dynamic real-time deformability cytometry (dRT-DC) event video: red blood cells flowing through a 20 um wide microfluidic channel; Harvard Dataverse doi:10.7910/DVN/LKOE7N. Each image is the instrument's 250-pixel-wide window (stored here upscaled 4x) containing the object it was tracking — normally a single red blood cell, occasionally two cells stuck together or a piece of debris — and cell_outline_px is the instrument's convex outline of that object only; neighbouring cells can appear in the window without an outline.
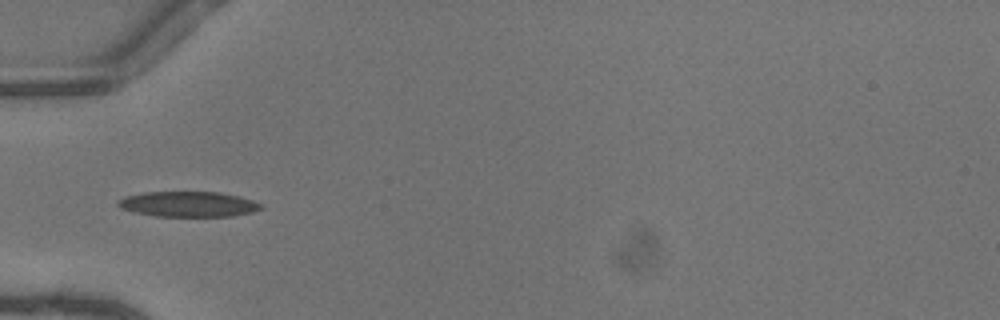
{"species": "common noctule bat (a hibernating species)", "species_latin": "Nyctalus noctula", "temperature_condition": "warm", "stored_images_in_passage": 34, "camera_frame_rate_fps": 3000, "um_per_image_px": 0.085, "animal": {"sex": "female"}, "frame": {"image": 1, "passage_image": 1, "time_ms": 0.0, "image_size_px": [1000, 320], "cell_outline_px": [[264, 208], [252, 212], [232, 216], [156, 216], [136, 212], [120, 208], [116, 204], [116, 200], [124, 196], [144, 192], [220, 192], [240, 196], [264, 204]], "centroid_in_image_um": [16.02, 17.34], "position_along_channel_um": 69.0, "area_um2": 21.27}}
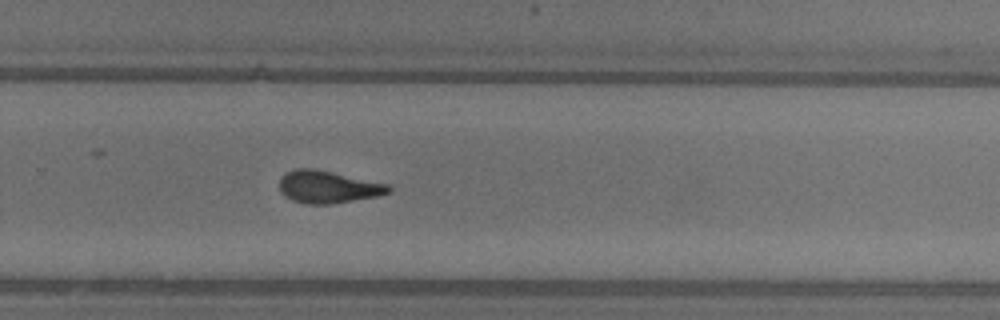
{"frame": {"image": 2, "passage_image": 18, "time_ms": 5.667, "image_size_px": [1000, 320], "cell_outline_px": [[392, 192], [380, 196], [332, 204], [304, 204], [292, 200], [284, 196], [280, 192], [280, 180], [288, 172], [296, 168], [312, 168], [388, 184], [392, 188]], "centroid_in_image_um": [27.9, 15.91], "position_along_channel_um": 301.9, "area_um2": 20.58}}
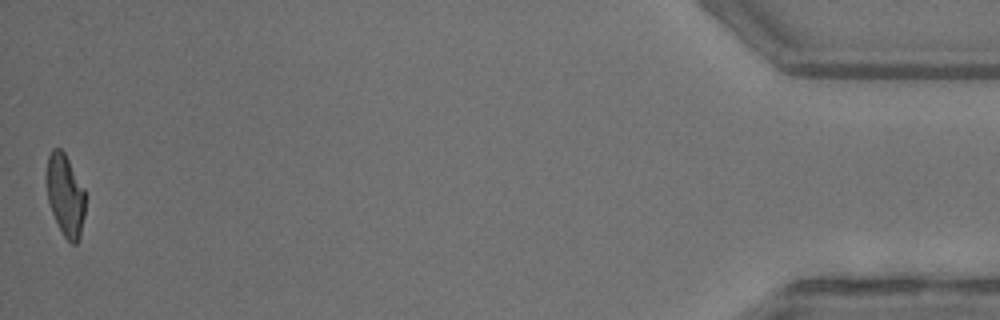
{"frame": {"image": 3, "passage_image": 34, "time_ms": 11.0, "image_size_px": [1000, 320], "cell_outline_px": [[84, 216], [80, 236], [76, 244], [72, 244], [64, 236], [52, 212], [48, 200], [44, 176], [48, 156], [52, 148], [60, 148], [64, 152], [84, 188]], "centroid_in_image_um": [5.51, 16.54], "position_along_channel_um": 429.7, "area_um2": 18.55}, "authors_computed_cell_mechanics": {"area_um2": 20.2589, "velocity_mm_per_s": 4.1251, "shape_relaxation_time_tau1_ms": 7.5742, "shape_relaxation_time_tau2_ms": 2.1876, "deformation_change_tau1": 0.2293, "deformation_change_tau2": 0.1003}}